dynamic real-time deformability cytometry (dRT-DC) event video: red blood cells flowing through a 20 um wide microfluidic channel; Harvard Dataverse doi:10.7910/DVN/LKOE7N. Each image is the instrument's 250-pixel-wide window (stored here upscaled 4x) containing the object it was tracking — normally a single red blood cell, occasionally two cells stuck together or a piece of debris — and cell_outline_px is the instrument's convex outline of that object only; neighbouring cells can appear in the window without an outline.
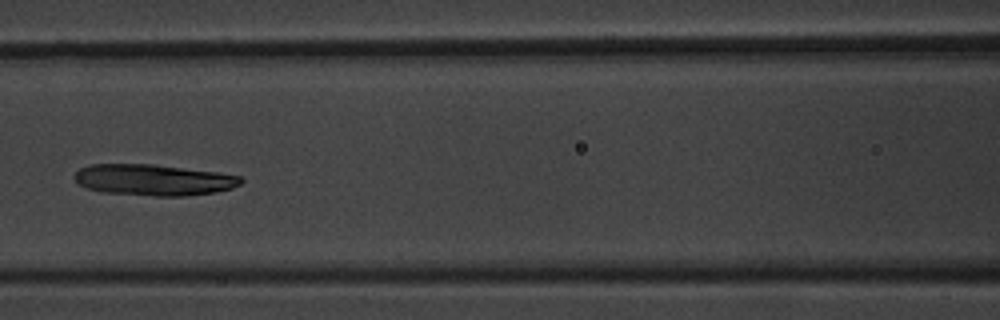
{"species": "common noctule bat (a hibernating species)", "species_latin": "Nyctalus noctula", "temperature_condition": "warm", "stored_images_in_passage": 6, "camera_frame_rate_fps": 3000, "um_per_image_px": 0.085, "animal": {"sex": "male", "body_mass_g": 20.1, "forearm_length_mm": 53.5}, "frame": {"image": 1, "passage_image": 6, "time_ms": 6.0, "image_size_px": [1000, 320], "cell_outline_px": [[244, 180], [240, 184], [232, 188], [216, 192], [188, 196], [156, 196], [104, 192], [88, 188], [76, 184], [72, 176], [80, 168], [92, 164], [156, 164], [220, 172], [240, 176]], "centroid_in_image_um": [13.06, 15.28], "position_along_channel_um": 153.5, "area_um2": 30.58}}